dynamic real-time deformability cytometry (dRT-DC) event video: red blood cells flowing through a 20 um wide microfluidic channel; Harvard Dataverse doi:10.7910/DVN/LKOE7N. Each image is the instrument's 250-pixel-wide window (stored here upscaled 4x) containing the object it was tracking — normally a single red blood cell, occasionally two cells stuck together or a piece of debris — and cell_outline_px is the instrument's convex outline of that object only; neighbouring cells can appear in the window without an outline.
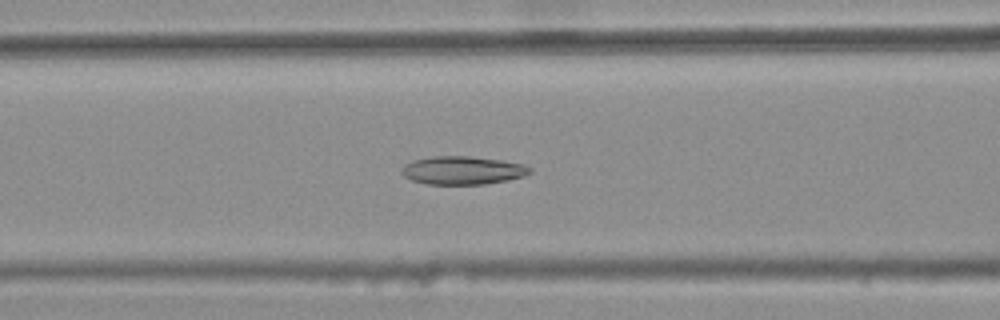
{"species": "common noctule bat (a hibernating species)", "species_latin": "Nyctalus noctula", "temperature_condition": "warm", "stored_images_in_passage": 45, "camera_frame_rate_fps": 3000, "um_per_image_px": 0.085, "animal": {"sex": "female", "body_mass_g": 25.1}, "frame": {"image": 1, "passage_image": 21, "time_ms": 6.667, "image_size_px": [1000, 320], "cell_outline_px": [[532, 172], [524, 176], [508, 180], [484, 184], [428, 184], [412, 180], [404, 176], [400, 172], [412, 160], [432, 156], [472, 156], [500, 160], [524, 164], [532, 168]], "centroid_in_image_um": [39.36, 14.47], "position_along_channel_um": 127.2, "area_um2": 21.04}}
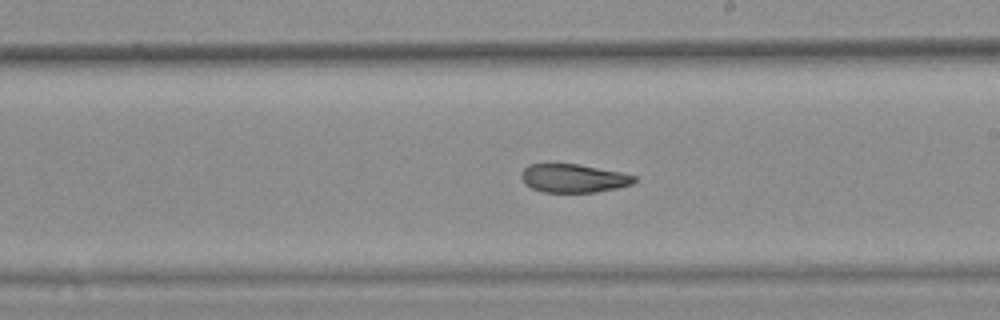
{"frame": {"image": 2, "passage_image": 30, "time_ms": 9.667, "image_size_px": [1000, 320], "cell_outline_px": [[636, 180], [632, 184], [616, 188], [596, 192], [544, 192], [532, 188], [520, 176], [520, 172], [528, 164], [580, 164], [620, 172], [636, 176]], "centroid_in_image_um": [48.75, 15.14], "position_along_channel_um": 240.2, "area_um2": 18.61}}
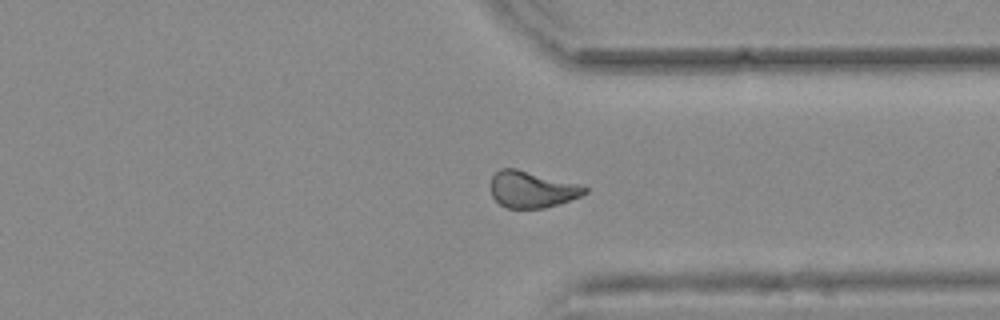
{"frame": {"image": 3, "passage_image": 40, "time_ms": 13.0, "image_size_px": [1000, 320], "cell_outline_px": [[588, 192], [580, 196], [544, 208], [508, 208], [500, 204], [492, 196], [492, 176], [500, 168], [516, 168], [576, 184], [588, 188]], "centroid_in_image_um": [45.18, 16.1], "position_along_channel_um": 366.2, "area_um2": 19.54}, "authors_computed_cell_mechanics": {"area_um2": 20.4034, "velocity_mm_per_s": 3.7752, "shape_relaxation_time_tau1_ms": null, "shape_relaxation_time_tau2_ms": 2.5879, "deformation_change_tau1": null, "deformation_change_tau2": 0.0951}}